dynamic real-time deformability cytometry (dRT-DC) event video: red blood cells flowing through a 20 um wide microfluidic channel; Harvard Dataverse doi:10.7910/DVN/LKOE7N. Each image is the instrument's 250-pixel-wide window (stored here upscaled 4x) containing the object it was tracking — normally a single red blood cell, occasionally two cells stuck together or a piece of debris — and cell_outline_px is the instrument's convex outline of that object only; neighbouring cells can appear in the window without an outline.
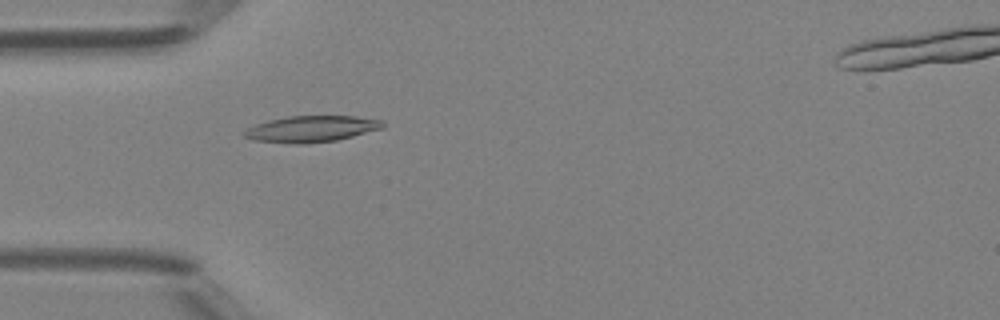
{"species": "Egyptian fruit bat (a non-hibernating species)", "species_latin": "Rousettus aegyptiacus", "temperature_condition": "room temperature", "stored_images_in_passage": 34, "camera_frame_rate_fps": 3000, "um_per_image_px": 0.085, "animal": {"sex": "female"}, "frame": {"image": 1, "passage_image": 4, "time_ms": 1.0, "image_size_px": [1000, 320], "cell_outline_px": [[384, 128], [336, 140], [304, 144], [296, 144], [252, 140], [244, 136], [244, 132], [248, 128], [256, 124], [268, 120], [288, 116], [356, 116], [384, 120]], "centroid_in_image_um": [26.49, 10.95], "position_along_channel_um": 58.5, "area_um2": 21.21}}
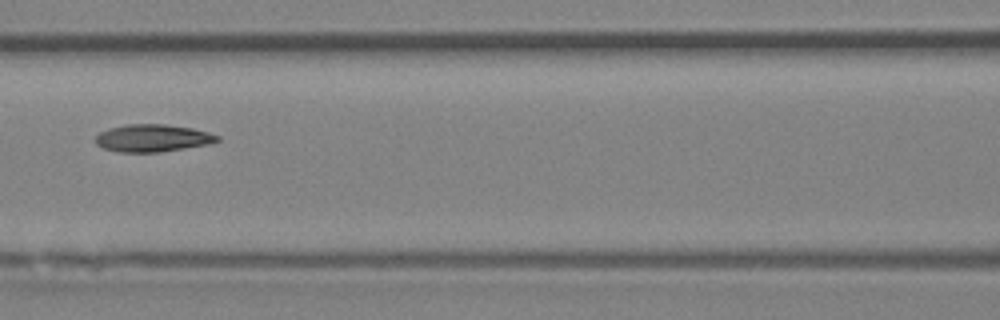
{"frame": {"image": 2, "passage_image": 11, "time_ms": 3.333, "image_size_px": [1000, 320], "cell_outline_px": [[220, 140], [208, 144], [160, 152], [120, 152], [104, 148], [96, 144], [96, 136], [100, 132], [124, 124], [164, 124], [192, 128], [208, 132], [220, 136]], "centroid_in_image_um": [12.98, 11.73], "position_along_channel_um": 153.6, "area_um2": 19.31}}
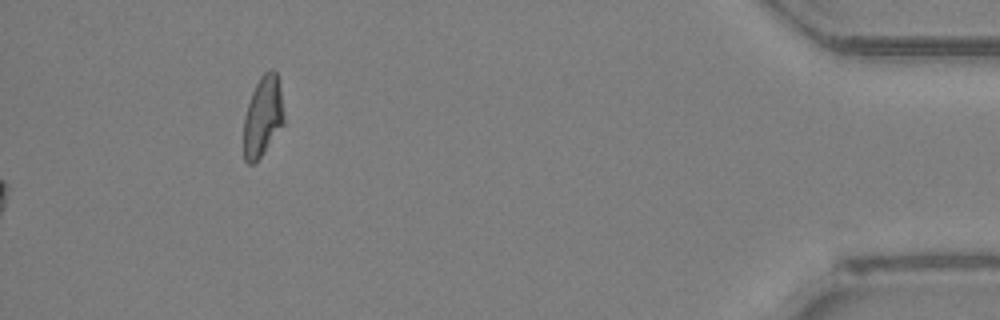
{"frame": {"image": 3, "passage_image": 34, "time_ms": 11.0, "image_size_px": [1000, 320], "cell_outline_px": [[284, 124], [264, 152], [252, 164], [248, 164], [244, 160], [244, 116], [252, 92], [260, 76], [264, 72], [272, 68], [276, 72], [280, 88], [284, 112]], "centroid_in_image_um": [22.34, 9.88], "position_along_channel_um": 412.9, "area_um2": 18.79}, "authors_computed_cell_mechanics": {"area_um2": 19.7965, "velocity_mm_per_s": 4.2194, "shape_relaxation_time_tau1_ms": 4.4864, "shape_relaxation_time_tau2_ms": 2.6445, "deformation_change_tau1": 0.1597, "deformation_change_tau2": 0.0899}}